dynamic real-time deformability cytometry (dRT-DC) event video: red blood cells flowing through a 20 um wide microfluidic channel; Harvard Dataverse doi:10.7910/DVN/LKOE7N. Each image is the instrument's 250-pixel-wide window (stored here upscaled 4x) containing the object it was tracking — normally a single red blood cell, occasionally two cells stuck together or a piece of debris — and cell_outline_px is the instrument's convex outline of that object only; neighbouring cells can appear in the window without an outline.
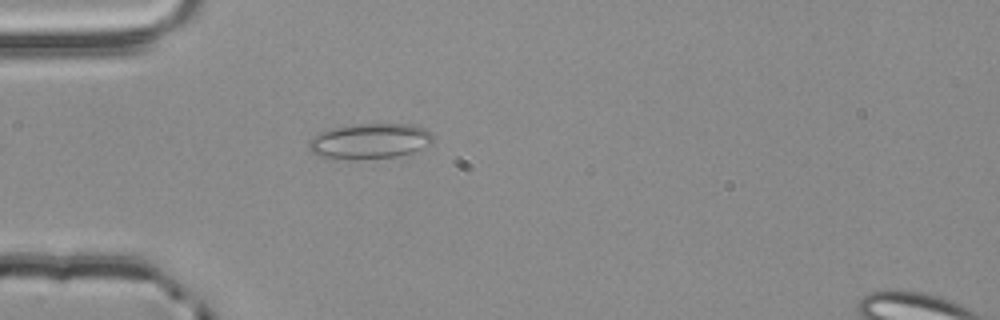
{"species": "common noctule bat (a hibernating species)", "species_latin": "Nyctalus noctula", "temperature_condition": "room temperature", "stored_images_in_passage": 1, "camera_frame_rate_fps": 3000, "um_per_image_px": 0.085, "animal": {"sex": "male", "body_mass_g": 20.4}, "frame": {"image": 1, "passage_image": 1, "time_ms": 0.0, "image_size_px": [1000, 320], "cell_outline_px": [[432, 144], [412, 152], [400, 156], [320, 156], [312, 152], [308, 148], [308, 144], [312, 136], [328, 128], [356, 124], [412, 124], [424, 128], [432, 132]], "centroid_in_image_um": [31.48, 11.93], "position_along_channel_um": 53.5, "area_um2": 24.74}}